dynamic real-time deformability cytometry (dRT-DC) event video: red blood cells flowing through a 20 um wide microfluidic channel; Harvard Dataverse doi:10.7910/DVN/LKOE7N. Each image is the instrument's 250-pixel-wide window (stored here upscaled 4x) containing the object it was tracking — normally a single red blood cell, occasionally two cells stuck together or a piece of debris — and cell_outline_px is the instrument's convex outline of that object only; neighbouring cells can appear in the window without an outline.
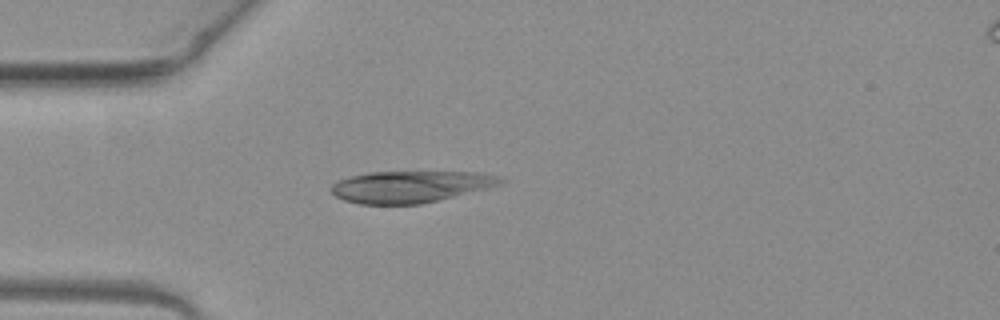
{"species": "common noctule bat (a hibernating species)", "species_latin": "Nyctalus noctula", "temperature_condition": "warm", "stored_images_in_passage": 54, "segment_of_instrument_passage": [1, 2], "camera_frame_rate_fps": 3000, "um_per_image_px": 0.085, "animal": {"sex": "female", "body_mass_g": 19.3, "forearm_length_mm": 54.1}, "frame": {"image": 1, "passage_image": 15, "time_ms": 4.667, "image_size_px": [1000, 320], "cell_outline_px": [[504, 180], [500, 184], [488, 188], [420, 204], [360, 204], [344, 200], [336, 196], [328, 188], [336, 180], [368, 172], [476, 172], [496, 176]], "centroid_in_image_um": [34.82, 15.86], "position_along_channel_um": 50.2, "area_um2": 31.04}}